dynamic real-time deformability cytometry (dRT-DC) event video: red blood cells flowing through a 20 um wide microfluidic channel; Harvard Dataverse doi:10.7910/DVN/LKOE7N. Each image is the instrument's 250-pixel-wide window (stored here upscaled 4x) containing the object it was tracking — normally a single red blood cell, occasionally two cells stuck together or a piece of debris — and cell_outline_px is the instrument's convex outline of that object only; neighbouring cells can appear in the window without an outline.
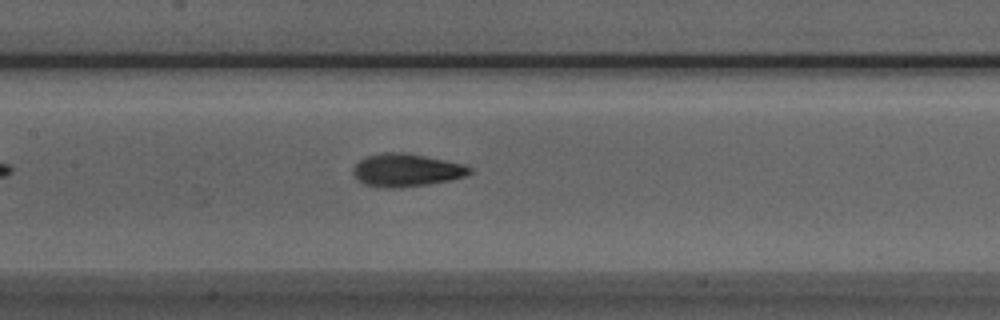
{"species": "Egyptian fruit bat (a non-hibernating species)", "species_latin": "Rousettus aegyptiacus", "temperature_condition": "room temperature", "stored_images_in_passage": 33, "camera_frame_rate_fps": 3000, "um_per_image_px": 0.085, "animal": {"sex": "male"}, "frame": {"image": 1, "passage_image": 11, "time_ms": 3.333, "image_size_px": [1000, 320], "cell_outline_px": [[472, 172], [464, 176], [448, 180], [428, 184], [400, 188], [388, 188], [364, 184], [352, 172], [352, 168], [364, 156], [384, 152], [404, 152], [464, 164], [472, 168]], "centroid_in_image_um": [34.52, 14.45], "position_along_channel_um": 172.9, "area_um2": 22.2}}
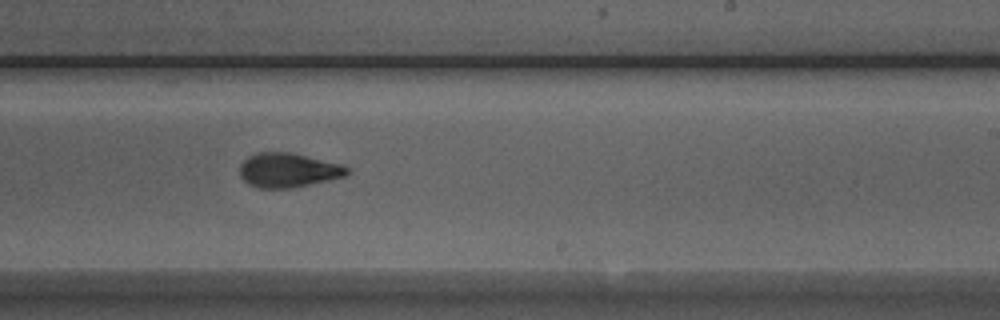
{"frame": {"image": 2, "passage_image": 18, "time_ms": 5.667, "image_size_px": [1000, 320], "cell_outline_px": [[352, 172], [344, 176], [328, 180], [292, 188], [256, 188], [248, 184], [240, 176], [240, 164], [248, 156], [256, 152], [292, 152], [344, 164]], "centroid_in_image_um": [24.5, 14.45], "position_along_channel_um": 264.5, "area_um2": 21.79}}
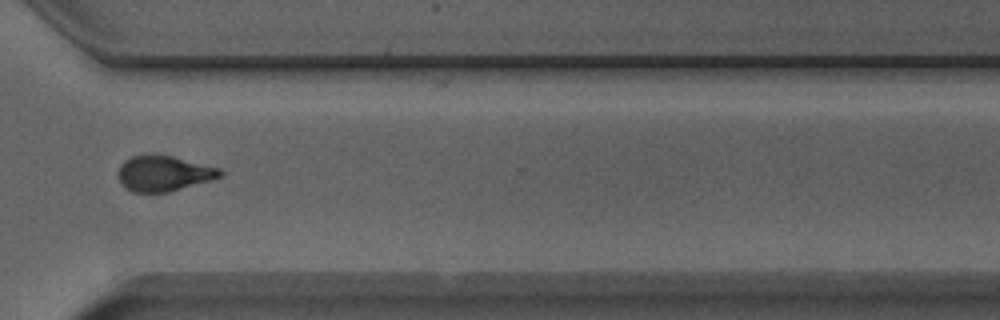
{"frame": {"image": 3, "passage_image": 25, "time_ms": 8.0, "image_size_px": [1000, 320], "cell_outline_px": [[224, 176], [212, 180], [168, 192], [132, 192], [124, 188], [120, 184], [116, 176], [116, 172], [120, 164], [124, 160], [132, 156], [172, 156], [220, 168], [224, 172]], "centroid_in_image_um": [13.89, 14.76], "position_along_channel_um": 356.7, "area_um2": 21.21}, "authors_computed_cell_mechanics": {"area_um2": 21.3282, "velocity_mm_per_s": 3.9567, "shape_relaxation_time_tau1_ms": 3.6905, "shape_relaxation_time_tau2_ms": 1.3791, "deformation_change_tau1": 0.1639, "deformation_change_tau2": 0.0765}}